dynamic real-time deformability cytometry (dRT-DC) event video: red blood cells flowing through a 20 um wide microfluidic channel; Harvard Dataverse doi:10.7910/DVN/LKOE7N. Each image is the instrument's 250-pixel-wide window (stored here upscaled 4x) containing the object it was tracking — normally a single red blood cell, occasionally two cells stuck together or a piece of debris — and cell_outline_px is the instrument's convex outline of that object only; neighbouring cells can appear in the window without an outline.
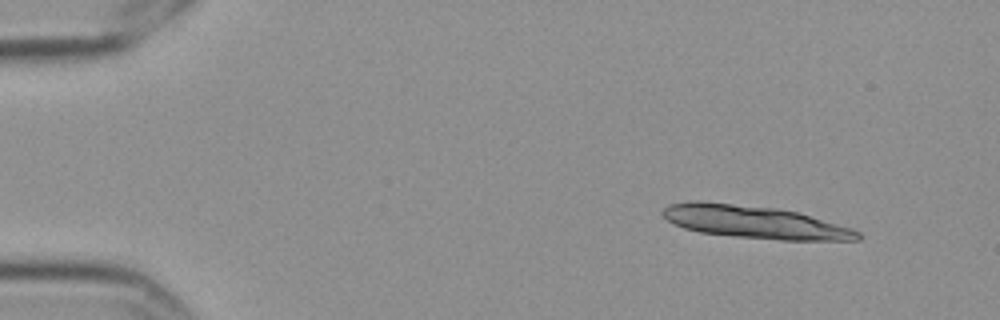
{"species": "Egyptian fruit bat (a non-hibernating species)", "species_latin": "Rousettus aegyptiacus", "temperature_condition": "cold", "stored_images_in_passage": 5, "segment_of_instrument_passage": [1, 2], "camera_frame_rate_fps": 3000, "um_per_image_px": 0.085, "frame": {"image": 1, "passage_image": 1, "time_ms": 0.0, "image_size_px": [1000, 320], "cell_outline_px": [[860, 240], [780, 240], [736, 236], [700, 232], [684, 228], [668, 220], [660, 212], [668, 204], [688, 200], [700, 200], [776, 208], [796, 212], [852, 228], [860, 232]], "centroid_in_image_um": [64.1, 18.86], "position_along_channel_um": 20.9, "area_um2": 36.99}}